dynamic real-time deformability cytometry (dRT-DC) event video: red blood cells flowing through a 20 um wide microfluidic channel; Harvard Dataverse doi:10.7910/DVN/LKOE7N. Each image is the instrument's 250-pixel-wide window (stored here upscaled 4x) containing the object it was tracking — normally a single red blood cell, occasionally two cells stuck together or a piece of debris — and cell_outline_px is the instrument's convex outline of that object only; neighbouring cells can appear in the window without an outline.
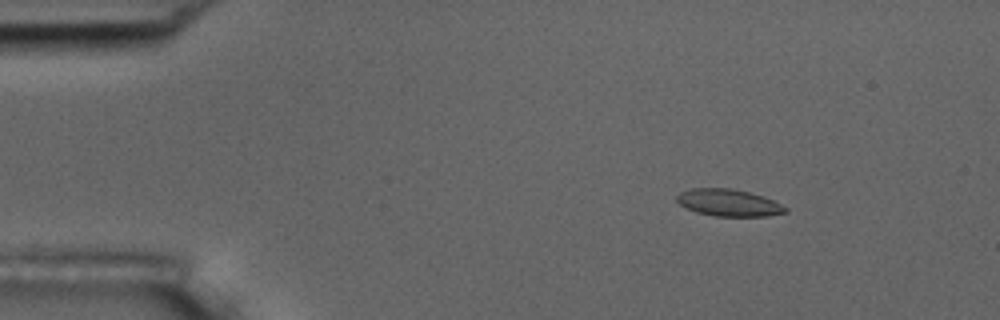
{"species": "common noctule bat (a hibernating species)", "species_latin": "Nyctalus noctula", "temperature_condition": "room temperature", "stored_images_in_passage": 5, "camera_frame_rate_fps": 3000, "um_per_image_px": 0.085, "animal": {"sex": "male", "body_mass_g": 17.5, "forearm_length_mm": 52.3}, "frame": {"image": 1, "passage_image": 3, "time_ms": 2.333, "image_size_px": [1000, 320], "cell_outline_px": [[788, 212], [768, 216], [716, 216], [696, 212], [680, 204], [676, 200], [676, 196], [680, 192], [692, 188], [732, 188], [764, 196], [788, 208]], "centroid_in_image_um": [61.95, 17.23], "position_along_channel_um": 23.1, "area_um2": 17.05}}
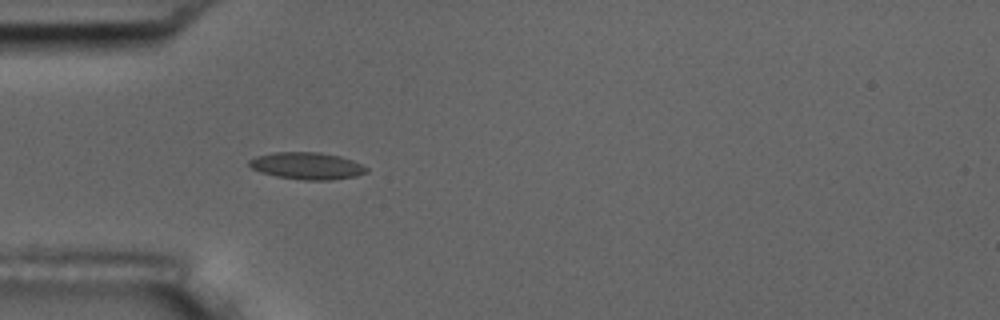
{"frame": {"image": 2, "passage_image": 5, "time_ms": 5.333, "image_size_px": [1000, 320], "cell_outline_px": [[368, 172], [356, 176], [332, 180], [304, 180], [276, 176], [260, 172], [252, 168], [248, 164], [248, 160], [256, 156], [272, 152], [320, 152], [340, 156], [352, 160], [368, 168]], "centroid_in_image_um": [26.08, 14.09], "position_along_channel_um": 58.9, "area_um2": 18.55}}